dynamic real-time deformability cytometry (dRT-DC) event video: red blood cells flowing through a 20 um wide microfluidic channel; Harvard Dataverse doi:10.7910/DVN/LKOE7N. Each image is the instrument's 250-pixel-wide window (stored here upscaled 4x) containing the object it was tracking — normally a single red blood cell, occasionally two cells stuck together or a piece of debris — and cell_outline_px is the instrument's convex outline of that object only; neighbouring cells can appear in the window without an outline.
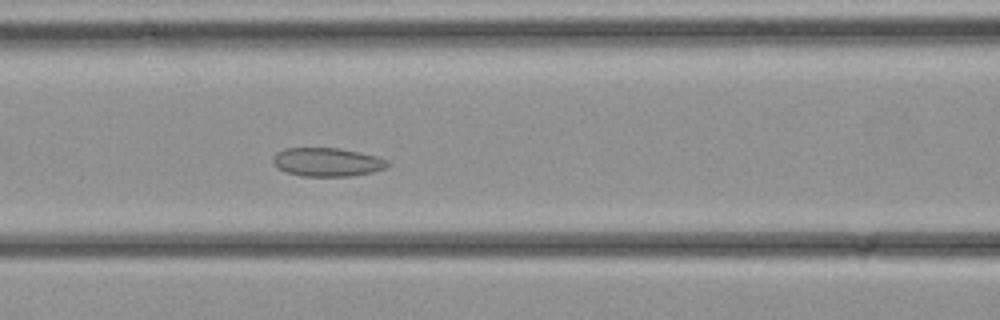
{"species": "common noctule bat (a hibernating species)", "species_latin": "Nyctalus noctula", "temperature_condition": "cold", "stored_images_in_passage": 25, "camera_frame_rate_fps": 3000, "um_per_image_px": 0.085, "animal": {"sex": "female", "body_mass_g": 21.9}, "frame": {"image": 1, "passage_image": 5, "time_ms": 1.333, "image_size_px": [1000, 320], "cell_outline_px": [[388, 168], [372, 172], [348, 176], [300, 176], [276, 168], [272, 164], [272, 156], [276, 152], [284, 148], [340, 148], [360, 152], [376, 156], [388, 160]], "centroid_in_image_um": [27.78, 13.77], "position_along_channel_um": 138.8, "area_um2": 19.31}}
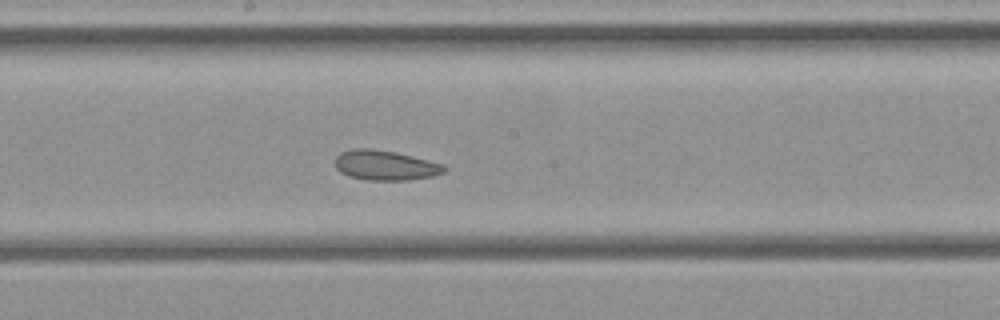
{"frame": {"image": 2, "passage_image": 9, "time_ms": 2.667, "image_size_px": [1000, 320], "cell_outline_px": [[448, 168], [444, 172], [432, 176], [408, 180], [368, 180], [348, 176], [340, 172], [336, 168], [336, 156], [340, 152], [356, 148], [368, 148], [396, 152], [444, 164]], "centroid_in_image_um": [32.75, 14.05], "position_along_channel_um": 215.4, "area_um2": 19.02}}
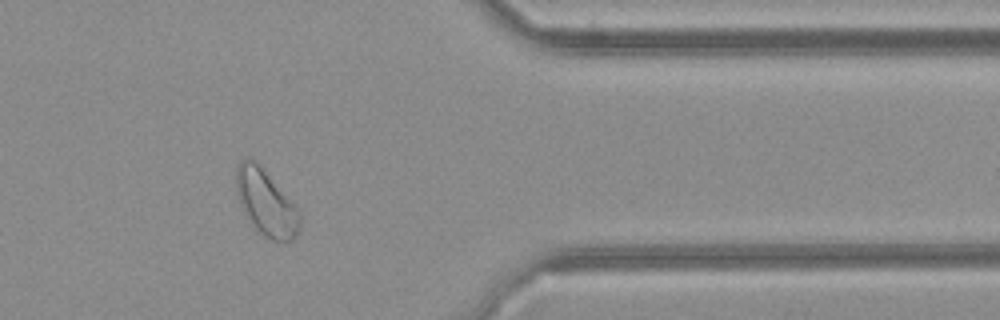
{"frame": {"image": 3, "passage_image": 19, "time_ms": 6.0, "image_size_px": [1000, 320], "cell_outline_px": [[300, 228], [292, 240], [272, 240], [256, 232], [252, 228], [240, 204], [236, 192], [236, 168], [240, 160], [248, 156], [252, 156], [260, 164], [296, 204], [300, 212]], "centroid_in_image_um": [22.59, 17.19], "position_along_channel_um": 388.8, "area_um2": 25.09}}